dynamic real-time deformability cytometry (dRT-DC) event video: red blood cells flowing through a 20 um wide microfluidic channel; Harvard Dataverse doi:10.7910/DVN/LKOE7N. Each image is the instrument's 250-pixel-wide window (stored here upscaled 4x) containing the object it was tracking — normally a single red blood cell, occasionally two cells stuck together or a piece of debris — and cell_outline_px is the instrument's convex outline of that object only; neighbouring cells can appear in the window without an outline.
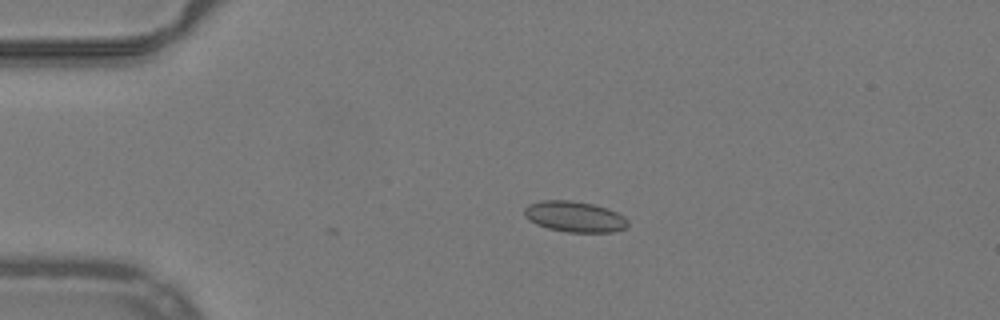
{"species": "common noctule bat (a hibernating species)", "species_latin": "Nyctalus noctula", "temperature_condition": "warm", "stored_images_in_passage": 4, "camera_frame_rate_fps": 3000, "um_per_image_px": 0.085, "animal": {"sex": "male", "body_mass_g": 19.2, "forearm_length_mm": 51.8}, "frame": {"image": 1, "passage_image": 1, "time_ms": 0.0, "image_size_px": [1000, 320], "cell_outline_px": [[628, 224], [624, 228], [612, 232], [568, 232], [548, 228], [536, 224], [528, 220], [524, 216], [524, 208], [528, 204], [540, 200], [572, 200], [592, 204], [608, 208], [624, 216], [628, 220]], "centroid_in_image_um": [48.81, 18.4], "position_along_channel_um": 36.2, "area_um2": 18.67}}